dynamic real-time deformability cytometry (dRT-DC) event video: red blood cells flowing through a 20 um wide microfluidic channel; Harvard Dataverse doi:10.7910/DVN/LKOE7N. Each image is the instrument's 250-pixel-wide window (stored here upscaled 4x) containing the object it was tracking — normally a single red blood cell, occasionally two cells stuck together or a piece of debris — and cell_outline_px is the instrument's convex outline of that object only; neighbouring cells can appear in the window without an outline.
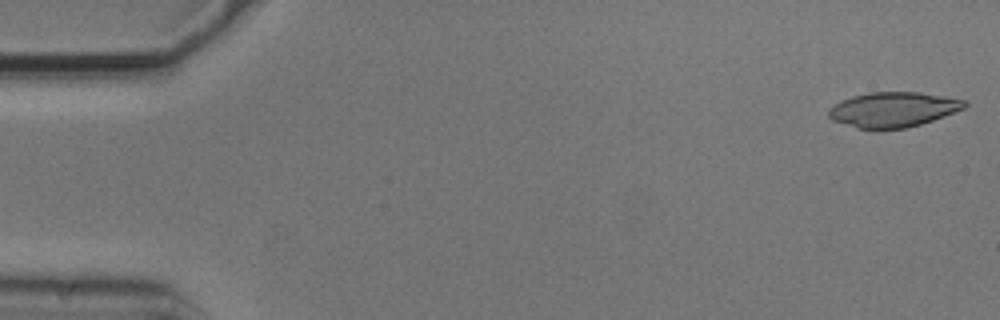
{"species": "common noctule bat (a hibernating species)", "species_latin": "Nyctalus noctula", "temperature_condition": "cold", "stored_images_in_passage": 50, "camera_frame_rate_fps": 3000, "um_per_image_px": 0.085, "animal": {"sex": "male", "body_mass_g": 20.5, "forearm_length_mm": 52.5}, "frame": {"image": 1, "passage_image": 1, "time_ms": 0.0, "image_size_px": [1000, 320], "cell_outline_px": [[968, 104], [964, 108], [944, 116], [908, 128], [856, 128], [832, 120], [828, 116], [828, 108], [852, 96], [868, 92], [920, 92], [944, 96], [964, 100]], "centroid_in_image_um": [75.91, 9.3], "position_along_channel_um": 9.1, "area_um2": 27.46}}
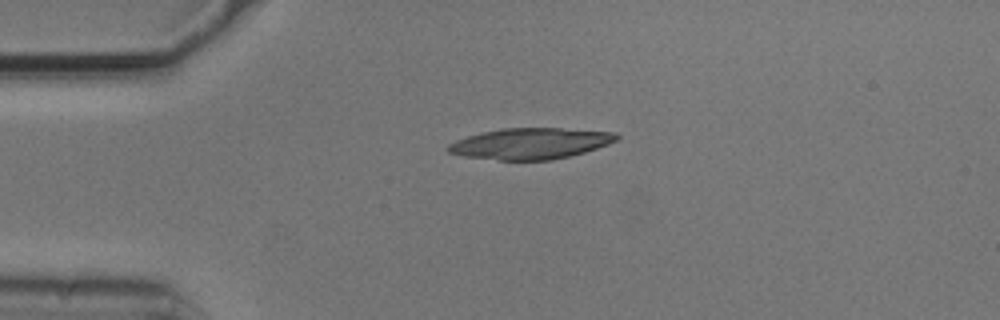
{"frame": {"image": 2, "passage_image": 12, "time_ms": 3.667, "image_size_px": [1000, 320], "cell_outline_px": [[620, 136], [616, 140], [608, 144], [584, 152], [552, 160], [500, 160], [464, 156], [448, 152], [444, 148], [448, 144], [456, 140], [480, 132], [500, 128], [560, 128], [616, 132]], "centroid_in_image_um": [45.06, 12.19], "position_along_channel_um": 39.9, "area_um2": 30.52}}
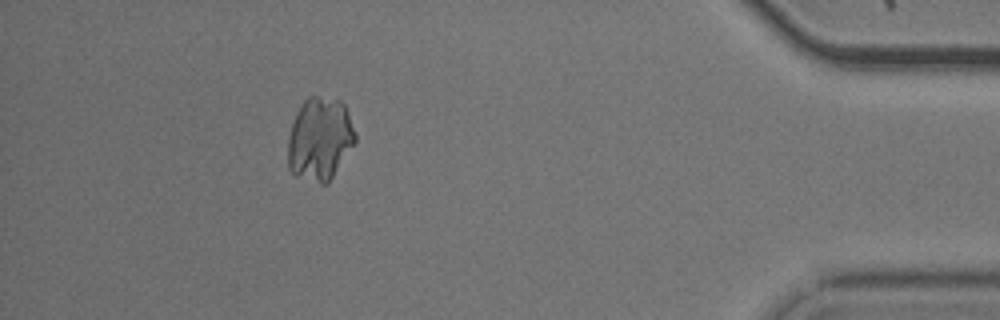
{"frame": {"image": 3, "passage_image": 48, "time_ms": 15.667, "image_size_px": [1000, 320], "cell_outline_px": [[356, 140], [328, 184], [320, 184], [296, 176], [288, 168], [288, 136], [296, 112], [304, 100], [308, 96], [316, 96], [340, 100], [344, 104], [356, 136]], "centroid_in_image_um": [27.16, 11.82], "position_along_channel_um": 408.0, "area_um2": 32.54}}